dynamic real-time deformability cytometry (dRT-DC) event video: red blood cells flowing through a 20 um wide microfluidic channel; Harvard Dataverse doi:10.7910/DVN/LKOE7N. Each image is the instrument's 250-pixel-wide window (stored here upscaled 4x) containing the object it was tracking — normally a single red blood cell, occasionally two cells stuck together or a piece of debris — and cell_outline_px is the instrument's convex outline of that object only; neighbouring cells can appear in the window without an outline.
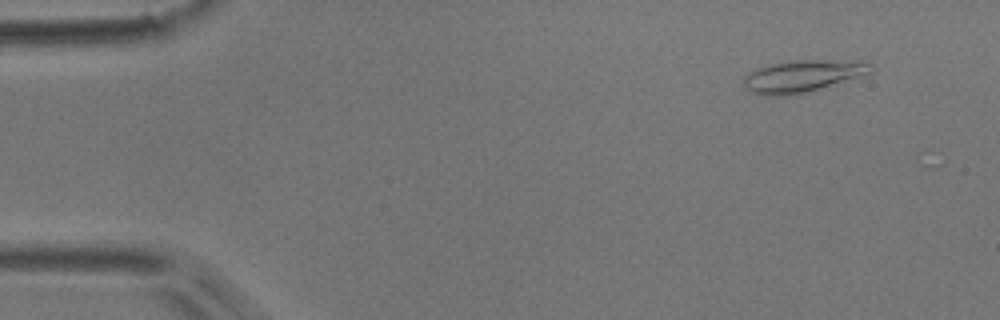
{"species": "common noctule bat (a hibernating species)", "species_latin": "Nyctalus noctula", "temperature_condition": "room temperature", "stored_images_in_passage": 23, "camera_frame_rate_fps": 3000, "um_per_image_px": 0.085, "animal": {"sex": "male", "body_mass_g": 17.9}, "frame": {"image": 1, "passage_image": 5, "time_ms": 1.333, "image_size_px": [1000, 320], "cell_outline_px": [[872, 72], [804, 92], [784, 96], [768, 96], [752, 92], [744, 88], [744, 76], [756, 68], [768, 64], [796, 60], [816, 60], [868, 64], [872, 68]], "centroid_in_image_um": [68.04, 6.48], "position_along_channel_um": 17.0, "area_um2": 22.66}}
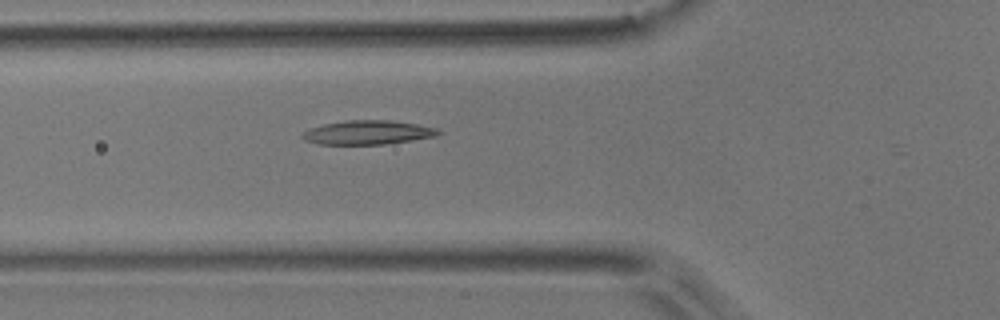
{"frame": {"image": 2, "passage_image": 19, "time_ms": 6.0, "image_size_px": [1000, 320], "cell_outline_px": [[444, 132], [436, 136], [412, 140], [384, 144], [320, 144], [304, 140], [300, 136], [304, 132], [312, 128], [324, 124], [348, 120], [392, 120], [416, 124], [436, 128]], "centroid_in_image_um": [31.29, 11.26], "position_along_channel_um": 94.5, "area_um2": 18.9}}
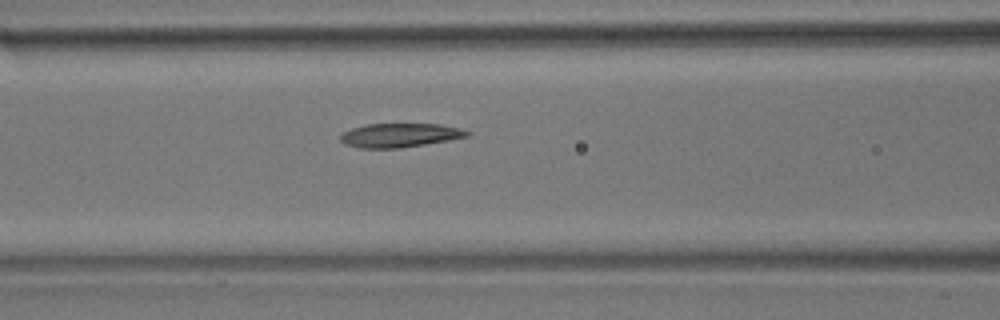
{"frame": {"image": 3, "passage_image": 22, "time_ms": 7.0, "image_size_px": [1000, 320], "cell_outline_px": [[472, 132], [468, 136], [448, 140], [400, 148], [360, 148], [344, 144], [340, 140], [340, 136], [344, 132], [352, 128], [364, 124], [440, 124], [460, 128]], "centroid_in_image_um": [33.97, 11.49], "position_along_channel_um": 132.6, "area_um2": 17.63}}